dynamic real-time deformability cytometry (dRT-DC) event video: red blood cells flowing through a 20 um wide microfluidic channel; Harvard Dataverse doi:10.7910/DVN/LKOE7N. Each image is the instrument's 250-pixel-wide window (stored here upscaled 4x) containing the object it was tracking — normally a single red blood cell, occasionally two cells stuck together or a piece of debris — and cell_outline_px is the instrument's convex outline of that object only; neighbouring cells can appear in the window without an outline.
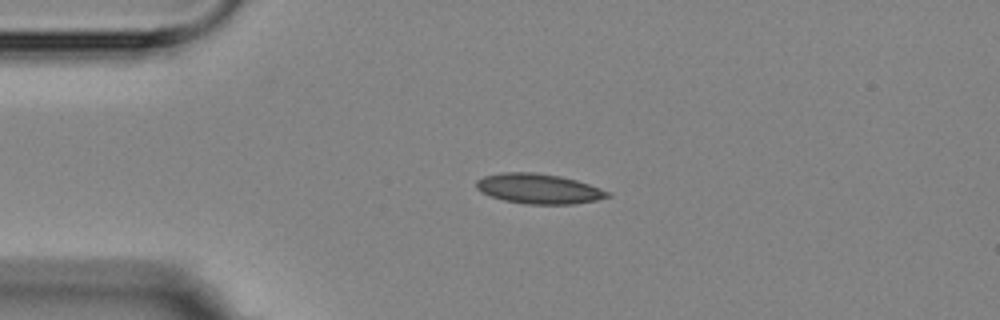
{"species": "Egyptian fruit bat (a non-hibernating species)", "species_latin": "Rousettus aegyptiacus", "temperature_condition": "room temperature", "stored_images_in_passage": 3, "camera_frame_rate_fps": 3000, "um_per_image_px": 0.085, "animal": {"sex": "female"}, "frame": {"image": 1, "passage_image": 1, "time_ms": 0.0, "image_size_px": [1000, 320], "cell_outline_px": [[612, 196], [596, 200], [572, 204], [524, 204], [504, 200], [480, 192], [476, 188], [476, 180], [484, 176], [504, 172], [532, 172], [560, 176], [576, 180], [612, 192]], "centroid_in_image_um": [45.8, 16.04], "position_along_channel_um": 39.2, "area_um2": 22.95}}
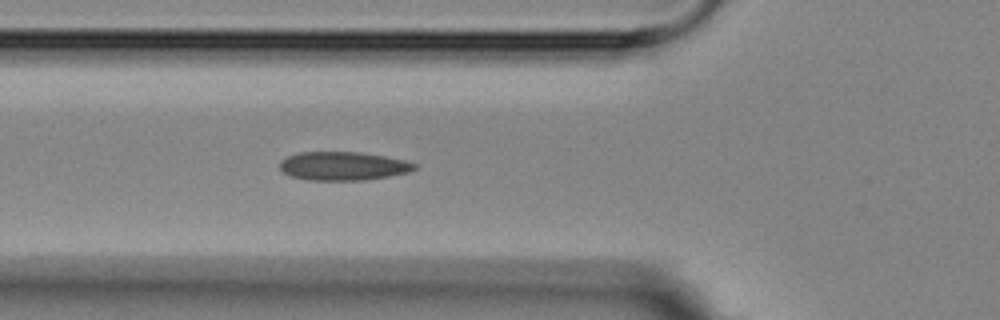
{"frame": {"image": 2, "passage_image": 3, "time_ms": 2.333, "image_size_px": [1000, 320], "cell_outline_px": [[416, 168], [408, 172], [388, 176], [364, 180], [308, 180], [292, 176], [284, 172], [280, 168], [280, 160], [288, 156], [300, 152], [360, 152], [384, 156], [404, 160], [416, 164]], "centroid_in_image_um": [29.15, 14.11], "position_along_channel_um": 96.7, "area_um2": 22.25}}